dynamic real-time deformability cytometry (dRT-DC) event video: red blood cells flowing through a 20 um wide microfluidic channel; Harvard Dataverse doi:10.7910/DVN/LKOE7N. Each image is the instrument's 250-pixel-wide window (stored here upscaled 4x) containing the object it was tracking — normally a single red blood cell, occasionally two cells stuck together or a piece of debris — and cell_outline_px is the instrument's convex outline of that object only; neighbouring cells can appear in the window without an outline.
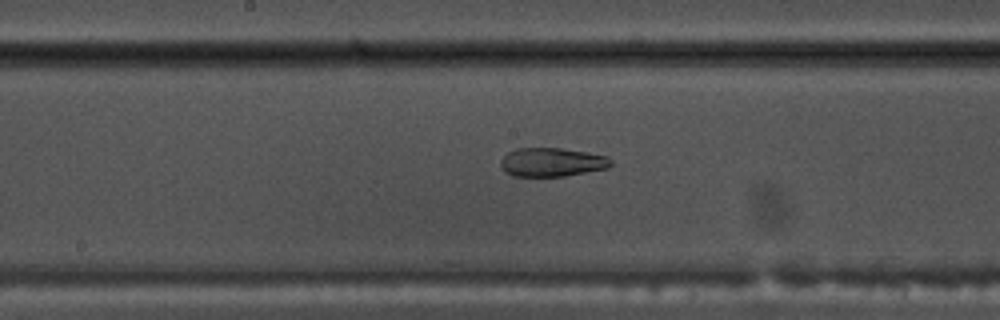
{"species": "common noctule bat (a hibernating species)", "species_latin": "Nyctalus noctula", "temperature_condition": "warm", "stored_images_in_passage": 45, "camera_frame_rate_fps": 3000, "um_per_image_px": 0.085, "animal": {"sex": "male", "body_mass_g": 17.5, "forearm_length_mm": 52.3}, "frame": {"image": 1, "passage_image": 19, "time_ms": 6.0, "image_size_px": [1000, 320], "cell_outline_px": [[612, 164], [608, 168], [564, 176], [512, 176], [504, 172], [500, 164], [500, 160], [508, 152], [516, 148], [560, 148], [588, 152], [608, 156], [612, 160]], "centroid_in_image_um": [46.91, 13.78], "position_along_channel_um": 201.3, "area_um2": 18.61}}
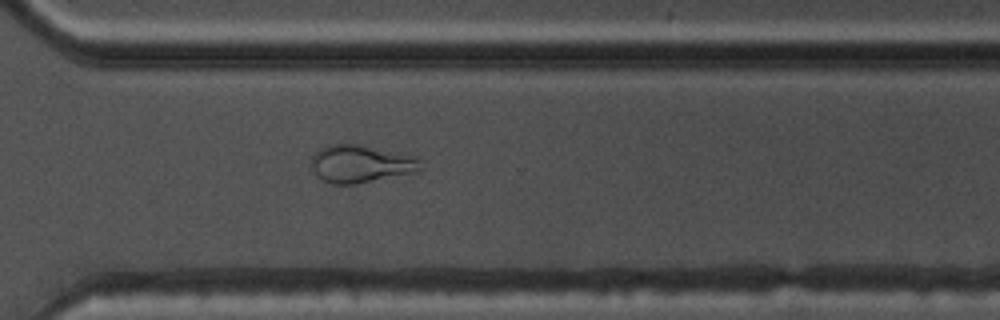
{"frame": {"image": 2, "passage_image": 30, "time_ms": 9.667, "image_size_px": [1000, 320], "cell_outline_px": [[424, 168], [420, 172], [356, 184], [332, 184], [316, 176], [312, 168], [312, 156], [320, 148], [332, 144], [360, 144], [416, 156]], "centroid_in_image_um": [30.72, 13.93], "position_along_channel_um": 339.9, "area_um2": 24.28}}
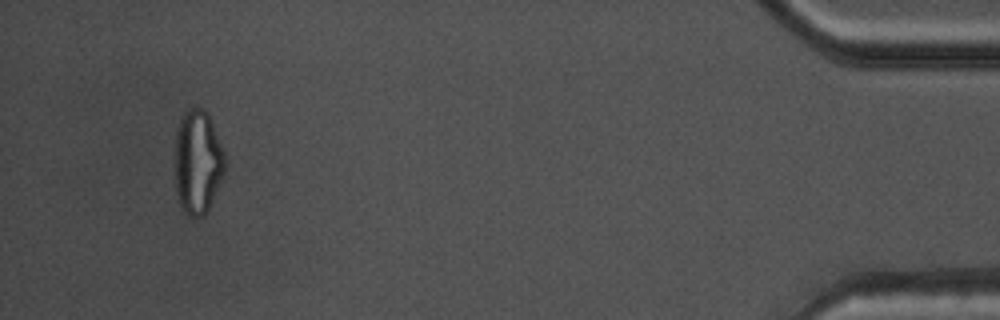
{"frame": {"image": 3, "passage_image": 42, "time_ms": 13.667, "image_size_px": [1000, 320], "cell_outline_px": [[224, 172], [208, 208], [204, 216], [188, 216], [184, 212], [180, 204], [176, 192], [176, 132], [180, 120], [184, 112], [188, 108], [204, 108], [208, 112], [224, 148]], "centroid_in_image_um": [16.81, 13.72], "position_along_channel_um": 418.4, "area_um2": 30.11}, "authors_computed_cell_mechanics": {"area_um2": 22.4842, "velocity_mm_per_s": 3.7832, "shape_relaxation_time_tau1_ms": null, "shape_relaxation_time_tau2_ms": 2.3111, "deformation_change_tau1": null, "deformation_change_tau2": 0.0935}}